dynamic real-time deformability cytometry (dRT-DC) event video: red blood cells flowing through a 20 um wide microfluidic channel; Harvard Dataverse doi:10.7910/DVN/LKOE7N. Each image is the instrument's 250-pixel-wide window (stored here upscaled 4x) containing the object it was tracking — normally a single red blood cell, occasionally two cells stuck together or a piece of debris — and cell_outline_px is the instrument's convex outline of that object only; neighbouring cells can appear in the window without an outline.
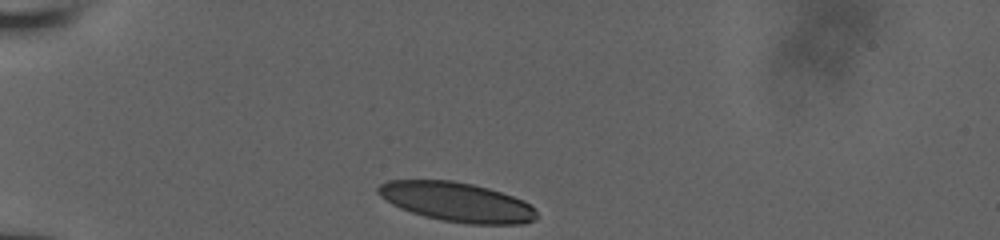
{"species": "human", "species_latin": "Homo sapiens", "temperature_condition": "room temperature", "stored_images_in_passage": 6, "camera_frame_rate_fps": 3000, "um_per_image_px": 0.085, "donor": {"sex": "male"}, "frame": {"image": 1, "passage_image": 1, "time_ms": 0.0, "image_size_px": [1000, 240], "cell_outline_px": [[536, 220], [524, 224], [468, 224], [444, 220], [424, 216], [400, 208], [392, 204], [380, 196], [376, 192], [376, 188], [380, 184], [388, 180], [452, 180], [472, 184], [488, 188], [524, 200], [536, 212]], "centroid_in_image_um": [38.81, 17.16], "position_along_channel_um": 46.2, "area_um2": 36.24}}
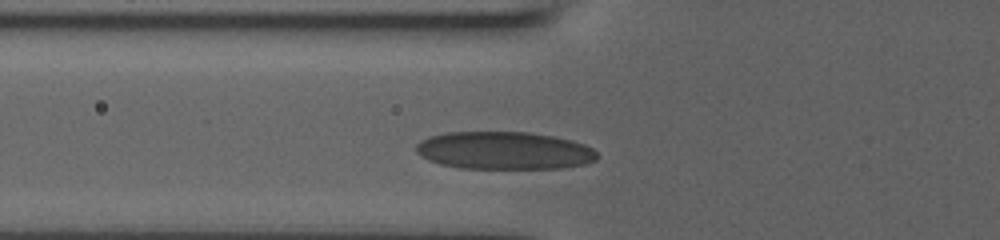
{"frame": {"image": 2, "passage_image": 5, "time_ms": 2.0, "image_size_px": [1000, 240], "cell_outline_px": [[596, 160], [584, 164], [560, 168], [460, 168], [440, 164], [428, 160], [420, 156], [416, 152], [416, 144], [420, 140], [428, 136], [444, 132], [528, 132], [552, 136], [572, 140], [584, 144], [592, 148], [596, 152]], "centroid_in_image_um": [42.8, 12.79], "position_along_channel_um": 83.0, "area_um2": 39.88}}